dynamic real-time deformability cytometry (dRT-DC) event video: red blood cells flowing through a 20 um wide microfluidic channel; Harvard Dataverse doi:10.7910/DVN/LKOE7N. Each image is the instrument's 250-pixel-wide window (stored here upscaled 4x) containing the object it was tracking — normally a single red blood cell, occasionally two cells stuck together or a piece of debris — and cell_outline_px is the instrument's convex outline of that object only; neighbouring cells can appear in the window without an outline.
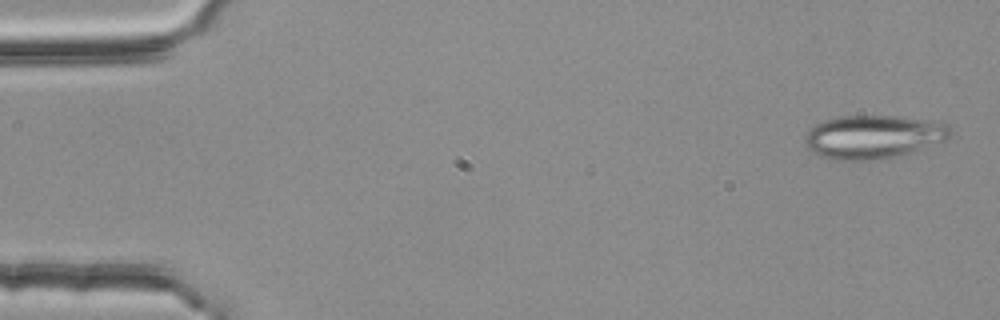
{"species": "common noctule bat (a hibernating species)", "species_latin": "Nyctalus noctula", "temperature_condition": "room temperature", "stored_images_in_passage": 4, "camera_frame_rate_fps": 3000, "um_per_image_px": 0.085, "animal": {"sex": "female", "body_mass_g": 25.1}, "frame": {"image": 1, "passage_image": 1, "time_ms": 0.0, "image_size_px": [1000, 320], "cell_outline_px": [[952, 136], [944, 140], [900, 156], [884, 160], [840, 160], [820, 156], [812, 152], [804, 144], [804, 132], [808, 128], [824, 120], [836, 116], [900, 116], [952, 124]], "centroid_in_image_um": [74.21, 11.63], "position_along_channel_um": 10.8, "area_um2": 37.4}}
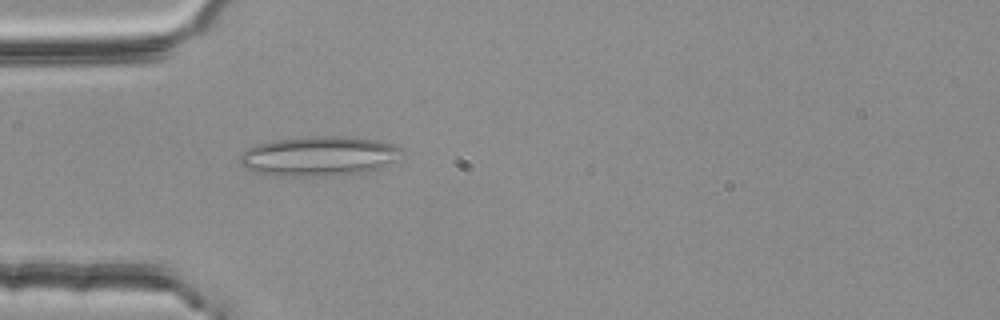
{"frame": {"image": 2, "passage_image": 4, "time_ms": 1.0, "image_size_px": [1000, 320], "cell_outline_px": [[404, 156], [380, 168], [360, 172], [300, 176], [256, 172], [240, 164], [240, 152], [256, 144], [272, 140], [304, 136], [340, 136], [376, 140], [392, 144], [400, 148]], "centroid_in_image_um": [27.11, 13.23], "position_along_channel_um": 57.9, "area_um2": 36.88}}